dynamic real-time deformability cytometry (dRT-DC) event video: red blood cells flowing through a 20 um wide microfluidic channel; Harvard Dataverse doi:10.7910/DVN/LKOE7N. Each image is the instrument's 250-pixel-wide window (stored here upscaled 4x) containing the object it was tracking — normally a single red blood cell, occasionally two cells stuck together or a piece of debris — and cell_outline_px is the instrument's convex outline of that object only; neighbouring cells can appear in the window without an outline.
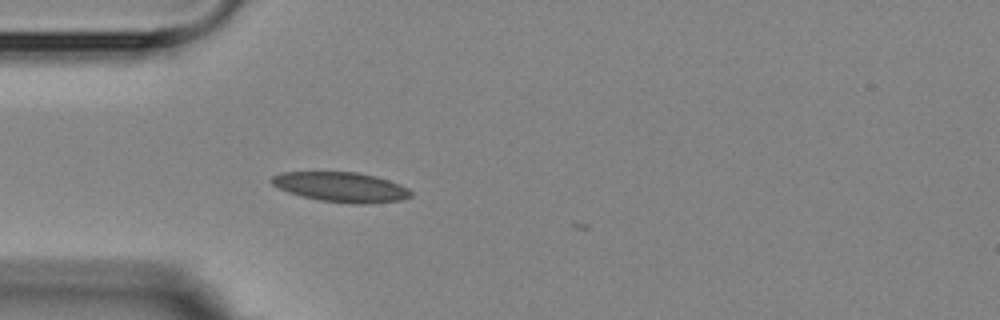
{"species": "Egyptian fruit bat (a non-hibernating species)", "species_latin": "Rousettus aegyptiacus", "temperature_condition": "room temperature", "stored_images_in_passage": 6, "camera_frame_rate_fps": 3000, "um_per_image_px": 0.085, "animal": {"sex": "female"}, "frame": {"image": 1, "passage_image": 5, "time_ms": 4.667, "image_size_px": [1000, 320], "cell_outline_px": [[412, 196], [400, 200], [368, 204], [352, 204], [320, 200], [288, 192], [272, 184], [268, 180], [272, 176], [280, 172], [356, 172], [376, 176], [400, 184], [408, 188], [412, 192]], "centroid_in_image_um": [29.0, 15.89], "position_along_channel_um": 56.0, "area_um2": 24.22}}